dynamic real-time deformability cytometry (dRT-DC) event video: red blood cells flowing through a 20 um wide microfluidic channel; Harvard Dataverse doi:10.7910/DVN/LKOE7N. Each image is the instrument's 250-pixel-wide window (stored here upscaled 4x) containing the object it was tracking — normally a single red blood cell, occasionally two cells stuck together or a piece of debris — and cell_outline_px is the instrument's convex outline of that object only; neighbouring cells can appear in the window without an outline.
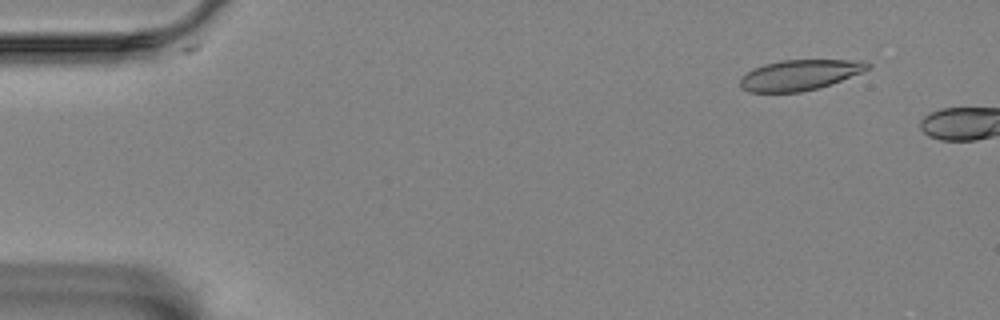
{"species": "Egyptian fruit bat (a non-hibernating species)", "species_latin": "Rousettus aegyptiacus", "temperature_condition": "room temperature", "stored_images_in_passage": 8, "camera_frame_rate_fps": 3000, "um_per_image_px": 0.085, "animal": {"sex": "female"}, "frame": {"image": 1, "passage_image": 5, "time_ms": 1.333, "image_size_px": [1000, 320], "cell_outline_px": [[872, 64], [868, 68], [860, 72], [840, 80], [816, 88], [800, 92], [748, 92], [740, 88], [740, 80], [752, 68], [764, 64], [780, 60], [864, 60]], "centroid_in_image_um": [67.93, 6.36], "position_along_channel_um": 17.1, "area_um2": 22.37}}